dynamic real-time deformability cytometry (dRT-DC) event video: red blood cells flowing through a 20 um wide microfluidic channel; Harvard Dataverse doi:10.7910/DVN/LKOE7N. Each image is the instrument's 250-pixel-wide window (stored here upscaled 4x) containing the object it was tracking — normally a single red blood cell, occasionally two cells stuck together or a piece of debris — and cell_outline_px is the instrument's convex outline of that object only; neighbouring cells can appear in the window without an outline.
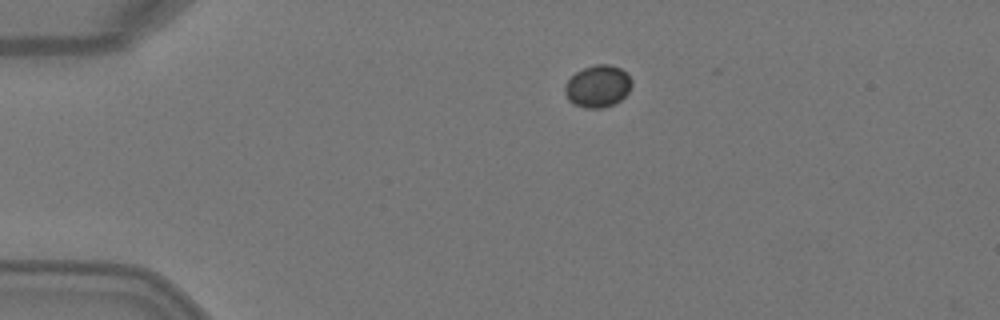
{"species": "Egyptian fruit bat (a non-hibernating species)", "species_latin": "Rousettus aegyptiacus", "temperature_condition": "warm", "stored_images_in_passage": 3, "camera_frame_rate_fps": 3000, "um_per_image_px": 0.085, "animal": {"sex": "female"}, "frame": {"image": 1, "passage_image": 1, "time_ms": 0.0, "image_size_px": [1000, 320], "cell_outline_px": [[632, 84], [628, 92], [620, 100], [612, 104], [600, 108], [584, 108], [568, 100], [564, 92], [564, 84], [576, 72], [584, 68], [596, 64], [608, 64], [620, 68], [628, 72], [632, 80]], "centroid_in_image_um": [50.82, 7.32], "position_along_channel_um": 34.2, "area_um2": 16.42}}
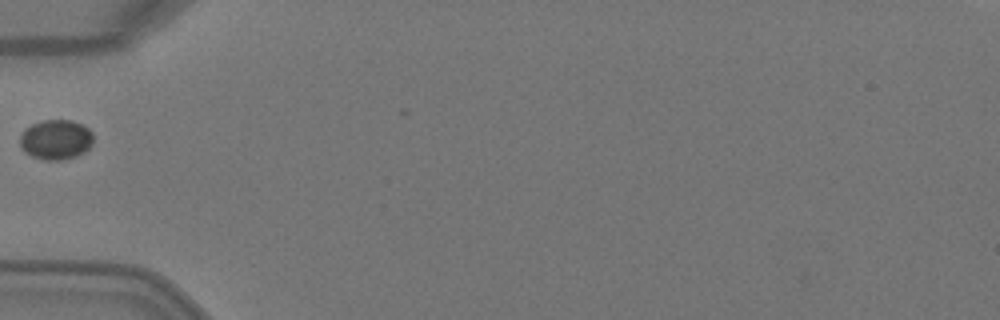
{"frame": {"image": 2, "passage_image": 3, "time_ms": 0.667, "image_size_px": [1000, 320], "cell_outline_px": [[92, 144], [84, 152], [76, 156], [60, 160], [44, 160], [32, 156], [24, 152], [20, 148], [20, 136], [24, 128], [40, 120], [72, 120], [88, 128], [92, 132]], "centroid_in_image_um": [4.71, 11.86], "position_along_channel_um": 80.3, "area_um2": 17.17}}